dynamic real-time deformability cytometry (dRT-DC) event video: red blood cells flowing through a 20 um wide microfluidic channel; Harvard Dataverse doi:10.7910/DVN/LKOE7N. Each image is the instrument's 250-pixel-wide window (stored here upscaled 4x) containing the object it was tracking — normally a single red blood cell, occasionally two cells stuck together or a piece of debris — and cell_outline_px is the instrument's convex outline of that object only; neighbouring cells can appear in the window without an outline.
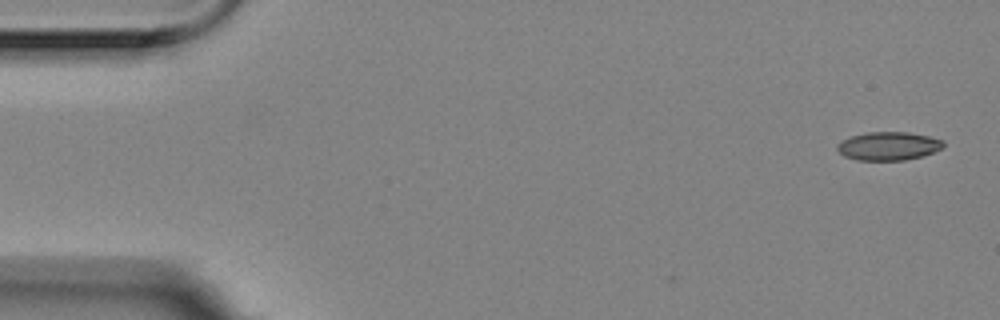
{"species": "Egyptian fruit bat (a non-hibernating species)", "species_latin": "Rousettus aegyptiacus", "temperature_condition": "room temperature", "stored_images_in_passage": 4, "camera_frame_rate_fps": 3000, "um_per_image_px": 0.085, "animal": {"sex": "female"}, "frame": {"image": 1, "passage_image": 1, "time_ms": 0.0, "image_size_px": [1000, 320], "cell_outline_px": [[944, 148], [920, 156], [904, 160], [856, 160], [844, 156], [836, 148], [844, 140], [852, 136], [868, 132], [908, 132], [928, 136], [944, 140]], "centroid_in_image_um": [75.55, 12.41], "position_along_channel_um": 9.4, "area_um2": 17.34}}